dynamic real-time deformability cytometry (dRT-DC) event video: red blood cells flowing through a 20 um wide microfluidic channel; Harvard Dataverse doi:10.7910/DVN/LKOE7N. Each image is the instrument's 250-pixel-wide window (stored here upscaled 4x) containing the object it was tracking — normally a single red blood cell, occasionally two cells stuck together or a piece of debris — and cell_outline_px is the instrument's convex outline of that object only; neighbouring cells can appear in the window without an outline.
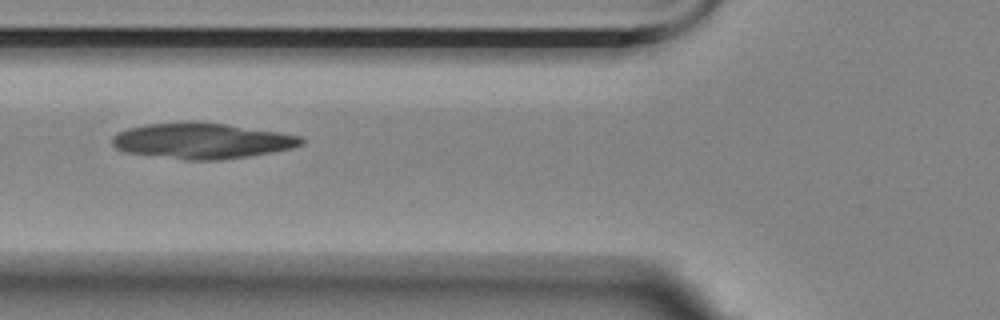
{"species": "Egyptian fruit bat (a non-hibernating species)", "species_latin": "Rousettus aegyptiacus", "temperature_condition": "room temperature", "stored_images_in_passage": 25, "camera_frame_rate_fps": 3000, "um_per_image_px": 0.085, "animal": {"sex": "female"}, "frame": {"image": 1, "passage_image": 4, "time_ms": 1.0, "image_size_px": [1000, 320], "cell_outline_px": [[304, 144], [292, 148], [272, 152], [248, 156], [220, 160], [188, 160], [128, 152], [116, 148], [112, 144], [112, 136], [116, 132], [128, 128], [148, 124], [224, 124], [280, 132], [300, 136], [304, 140]], "centroid_in_image_um": [17.19, 12.0], "position_along_channel_um": 108.6, "area_um2": 38.26}}
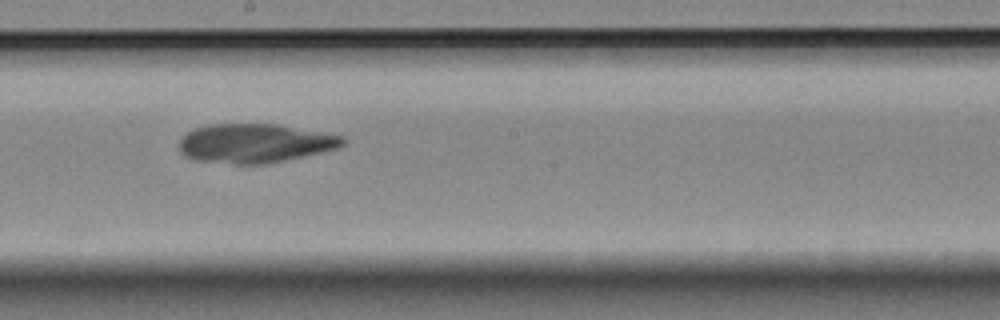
{"frame": {"image": 2, "passage_image": 14, "time_ms": 4.333, "image_size_px": [1000, 320], "cell_outline_px": [[348, 140], [340, 148], [324, 152], [264, 164], [236, 164], [196, 160], [184, 156], [180, 152], [180, 140], [188, 132], [196, 128], [208, 124], [276, 124], [344, 136]], "centroid_in_image_um": [21.7, 12.18], "position_along_channel_um": 226.5, "area_um2": 37.22}}
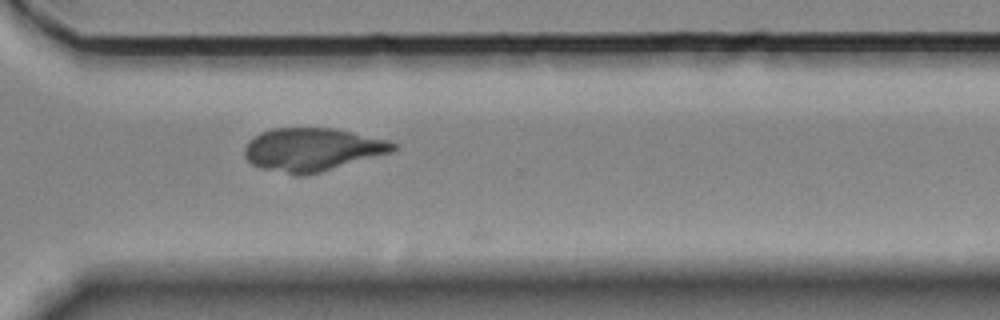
{"frame": {"image": 3, "passage_image": 24, "time_ms": 7.667, "image_size_px": [1000, 320], "cell_outline_px": [[396, 148], [392, 152], [320, 172], [304, 176], [296, 176], [260, 168], [252, 164], [244, 156], [244, 148], [248, 140], [260, 132], [272, 128], [332, 128], [352, 132], [388, 140], [396, 144]], "centroid_in_image_um": [26.49, 12.71], "position_along_channel_um": 344.1, "area_um2": 37.4}}